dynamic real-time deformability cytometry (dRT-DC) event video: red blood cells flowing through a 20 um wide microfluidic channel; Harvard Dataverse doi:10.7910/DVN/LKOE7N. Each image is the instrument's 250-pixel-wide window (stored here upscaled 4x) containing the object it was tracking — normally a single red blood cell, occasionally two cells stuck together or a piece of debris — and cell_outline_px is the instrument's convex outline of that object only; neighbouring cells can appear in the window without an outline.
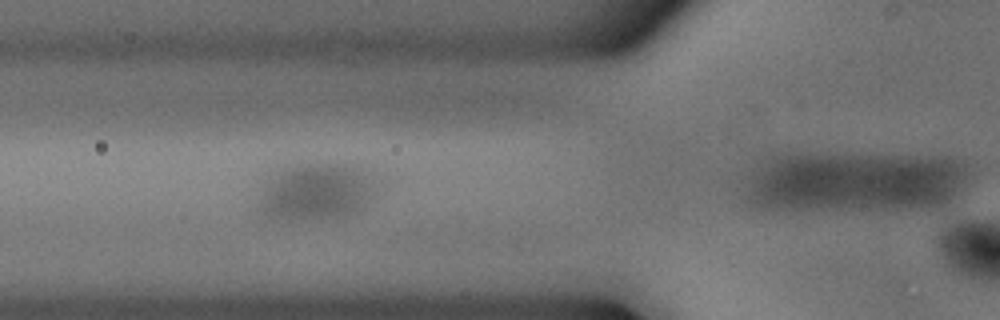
{"species": "common noctule bat (a hibernating species)", "species_latin": "Nyctalus noctula", "temperature_condition": "cold", "stored_images_in_passage": 5, "camera_frame_rate_fps": 3000, "um_per_image_px": 0.085, "animal": {"sex": "male", "body_mass_g": 18.8}, "frame": {"image": 1, "passage_image": 4, "time_ms": 1.0, "image_size_px": [1000, 320], "cell_outline_px": [[376, 192], [364, 212], [340, 220], [280, 224], [264, 220], [256, 212], [256, 200], [272, 184], [288, 172], [296, 168], [328, 164], [344, 168], [352, 172]], "centroid_in_image_um": [26.74, 16.66], "position_along_channel_um": 99.1, "area_um2": 37.8}}